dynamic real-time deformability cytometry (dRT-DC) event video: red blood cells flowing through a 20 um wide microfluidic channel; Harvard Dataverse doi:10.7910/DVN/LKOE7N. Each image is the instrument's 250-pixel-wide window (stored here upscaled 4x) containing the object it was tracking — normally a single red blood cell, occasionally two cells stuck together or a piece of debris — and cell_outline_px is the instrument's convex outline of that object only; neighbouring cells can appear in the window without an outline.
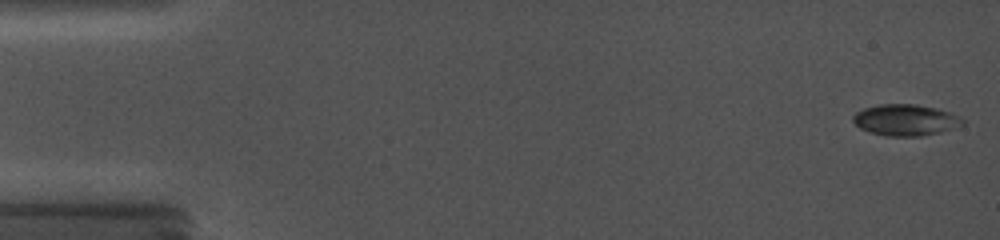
{"species": "common noctule bat (a hibernating species)", "species_latin": "Nyctalus noctula", "temperature_condition": "cold", "stored_images_in_passage": 29, "camera_frame_rate_fps": 5000, "um_per_image_px": 0.085, "animal": {"sex": "female", "body_mass_g": 19.0, "forearm_length_mm": 56.7}, "frame": {"image": 1, "passage_image": 1, "time_ms": 0.0, "image_size_px": [1000, 240], "cell_outline_px": [[964, 124], [940, 132], [920, 136], [888, 136], [872, 132], [860, 128], [852, 120], [852, 116], [856, 112], [864, 108], [880, 104], [916, 104], [936, 108], [948, 112], [964, 120]], "centroid_in_image_um": [76.94, 10.19], "position_along_channel_um": 8.1, "area_um2": 19.71}}
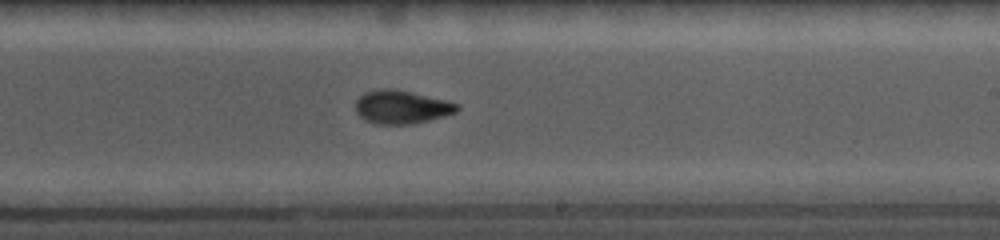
{"frame": {"image": 2, "passage_image": 18, "time_ms": 10.2, "image_size_px": [1000, 240], "cell_outline_px": [[460, 108], [456, 112], [444, 116], [412, 124], [376, 124], [360, 116], [356, 112], [356, 100], [364, 92], [384, 88], [392, 88], [412, 92], [448, 100], [460, 104]], "centroid_in_image_um": [34.16, 9.08], "position_along_channel_um": 254.8, "area_um2": 19.77}}
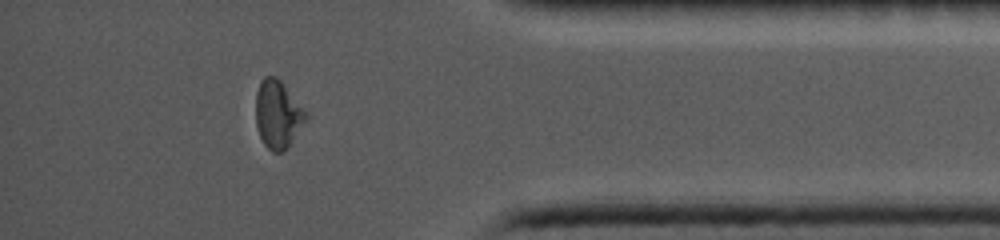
{"frame": {"image": 3, "passage_image": 26, "time_ms": 14.6, "image_size_px": [1000, 240], "cell_outline_px": [[308, 116], [284, 152], [272, 152], [264, 144], [260, 136], [256, 124], [256, 92], [260, 80], [264, 76], [276, 76], [280, 80]], "centroid_in_image_um": [23.57, 9.71], "position_along_channel_um": 411.6, "area_um2": 19.36}}